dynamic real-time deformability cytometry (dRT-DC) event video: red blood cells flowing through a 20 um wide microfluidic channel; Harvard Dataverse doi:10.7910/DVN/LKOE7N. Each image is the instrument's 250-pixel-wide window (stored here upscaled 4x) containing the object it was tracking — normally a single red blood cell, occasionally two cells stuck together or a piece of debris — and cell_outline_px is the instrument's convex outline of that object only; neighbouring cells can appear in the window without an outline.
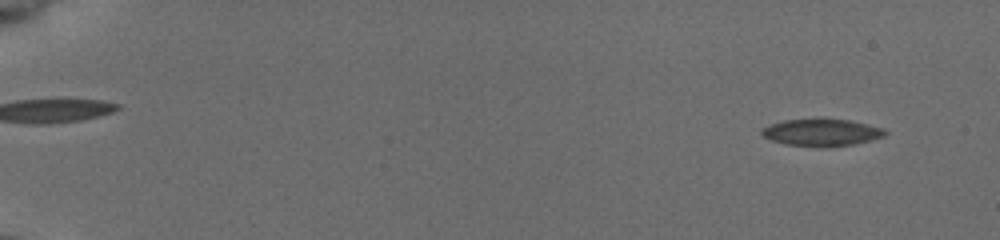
{"species": "common noctule bat (a hibernating species)", "species_latin": "Nyctalus noctula", "temperature_condition": "cold", "stored_images_in_passage": 45, "camera_frame_rate_fps": 3000, "um_per_image_px": 0.085, "animal": {"sex": "female", "body_mass_g": 19.5, "forearm_length_mm": 54.1}, "frame": {"image": 1, "passage_image": 4, "time_ms": 1.0, "image_size_px": [1000, 240], "cell_outline_px": [[888, 132], [884, 136], [852, 144], [788, 144], [772, 140], [764, 136], [760, 132], [760, 128], [784, 120], [820, 116], [848, 120], [868, 124], [884, 128]], "centroid_in_image_um": [69.83, 11.16], "position_along_channel_um": 15.2, "area_um2": 19.07}}
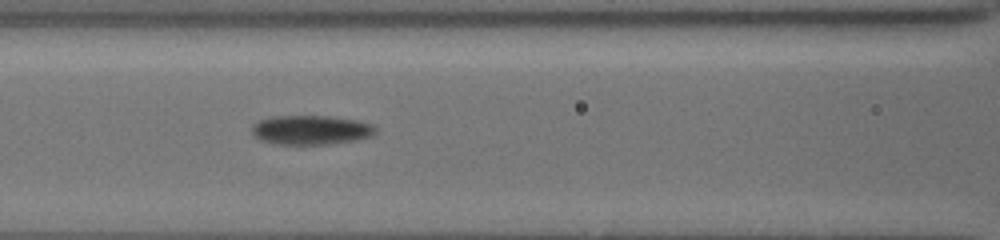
{"frame": {"image": 2, "passage_image": 26, "time_ms": 8.333, "image_size_px": [1000, 240], "cell_outline_px": [[376, 132], [360, 140], [328, 144], [280, 144], [260, 140], [252, 132], [252, 124], [260, 120], [272, 116], [332, 116], [356, 120], [372, 124], [376, 128]], "centroid_in_image_um": [26.44, 11.04], "position_along_channel_um": 140.2, "area_um2": 21.1}}
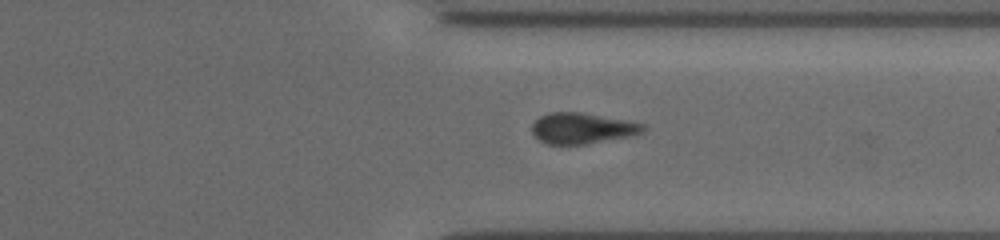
{"frame": {"image": 3, "passage_image": 43, "time_ms": 14.0, "image_size_px": [1000, 240], "cell_outline_px": [[644, 128], [640, 132], [632, 136], [584, 144], [548, 144], [540, 140], [532, 132], [532, 124], [540, 116], [548, 112], [580, 112], [628, 120], [644, 124]], "centroid_in_image_um": [49.47, 10.89], "position_along_channel_um": 361.9, "area_um2": 19.83}}